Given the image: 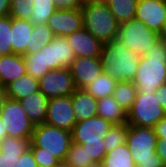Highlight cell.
Masks as SVG:
<instances>
[{
  "mask_svg": "<svg viewBox=\"0 0 166 167\" xmlns=\"http://www.w3.org/2000/svg\"><path fill=\"white\" fill-rule=\"evenodd\" d=\"M88 153V159H92L93 162H102L105 155L106 149L104 143L102 144H83L82 145Z\"/></svg>",
  "mask_w": 166,
  "mask_h": 167,
  "instance_id": "35",
  "label": "cell"
},
{
  "mask_svg": "<svg viewBox=\"0 0 166 167\" xmlns=\"http://www.w3.org/2000/svg\"><path fill=\"white\" fill-rule=\"evenodd\" d=\"M135 18L160 34L166 22V0H138Z\"/></svg>",
  "mask_w": 166,
  "mask_h": 167,
  "instance_id": "15",
  "label": "cell"
},
{
  "mask_svg": "<svg viewBox=\"0 0 166 167\" xmlns=\"http://www.w3.org/2000/svg\"><path fill=\"white\" fill-rule=\"evenodd\" d=\"M96 3H107L109 0H89Z\"/></svg>",
  "mask_w": 166,
  "mask_h": 167,
  "instance_id": "45",
  "label": "cell"
},
{
  "mask_svg": "<svg viewBox=\"0 0 166 167\" xmlns=\"http://www.w3.org/2000/svg\"><path fill=\"white\" fill-rule=\"evenodd\" d=\"M76 57H100L103 43L85 28L66 36Z\"/></svg>",
  "mask_w": 166,
  "mask_h": 167,
  "instance_id": "16",
  "label": "cell"
},
{
  "mask_svg": "<svg viewBox=\"0 0 166 167\" xmlns=\"http://www.w3.org/2000/svg\"><path fill=\"white\" fill-rule=\"evenodd\" d=\"M127 132L128 124H113L103 138L106 153L126 143Z\"/></svg>",
  "mask_w": 166,
  "mask_h": 167,
  "instance_id": "30",
  "label": "cell"
},
{
  "mask_svg": "<svg viewBox=\"0 0 166 167\" xmlns=\"http://www.w3.org/2000/svg\"><path fill=\"white\" fill-rule=\"evenodd\" d=\"M81 12L84 28L96 39L108 43L117 37L119 23L106 3L84 1Z\"/></svg>",
  "mask_w": 166,
  "mask_h": 167,
  "instance_id": "5",
  "label": "cell"
},
{
  "mask_svg": "<svg viewBox=\"0 0 166 167\" xmlns=\"http://www.w3.org/2000/svg\"><path fill=\"white\" fill-rule=\"evenodd\" d=\"M54 37L53 32L48 28L47 24L34 25L31 33L30 46L25 54L38 52L47 43L52 41Z\"/></svg>",
  "mask_w": 166,
  "mask_h": 167,
  "instance_id": "29",
  "label": "cell"
},
{
  "mask_svg": "<svg viewBox=\"0 0 166 167\" xmlns=\"http://www.w3.org/2000/svg\"><path fill=\"white\" fill-rule=\"evenodd\" d=\"M11 0H0V17L9 15Z\"/></svg>",
  "mask_w": 166,
  "mask_h": 167,
  "instance_id": "40",
  "label": "cell"
},
{
  "mask_svg": "<svg viewBox=\"0 0 166 167\" xmlns=\"http://www.w3.org/2000/svg\"><path fill=\"white\" fill-rule=\"evenodd\" d=\"M137 88L133 81L117 82L113 97L126 110L133 106L136 98Z\"/></svg>",
  "mask_w": 166,
  "mask_h": 167,
  "instance_id": "27",
  "label": "cell"
},
{
  "mask_svg": "<svg viewBox=\"0 0 166 167\" xmlns=\"http://www.w3.org/2000/svg\"><path fill=\"white\" fill-rule=\"evenodd\" d=\"M31 138L6 136L0 142V167H16L20 156L30 149Z\"/></svg>",
  "mask_w": 166,
  "mask_h": 167,
  "instance_id": "17",
  "label": "cell"
},
{
  "mask_svg": "<svg viewBox=\"0 0 166 167\" xmlns=\"http://www.w3.org/2000/svg\"><path fill=\"white\" fill-rule=\"evenodd\" d=\"M157 136L154 128L128 125L126 144L138 167H163L156 153Z\"/></svg>",
  "mask_w": 166,
  "mask_h": 167,
  "instance_id": "4",
  "label": "cell"
},
{
  "mask_svg": "<svg viewBox=\"0 0 166 167\" xmlns=\"http://www.w3.org/2000/svg\"><path fill=\"white\" fill-rule=\"evenodd\" d=\"M117 82L115 78L103 71L100 76L87 85L84 90L95 99L99 100L113 95Z\"/></svg>",
  "mask_w": 166,
  "mask_h": 167,
  "instance_id": "24",
  "label": "cell"
},
{
  "mask_svg": "<svg viewBox=\"0 0 166 167\" xmlns=\"http://www.w3.org/2000/svg\"><path fill=\"white\" fill-rule=\"evenodd\" d=\"M71 143L72 132L43 123L34 127L30 148H40V153L52 154L64 162Z\"/></svg>",
  "mask_w": 166,
  "mask_h": 167,
  "instance_id": "6",
  "label": "cell"
},
{
  "mask_svg": "<svg viewBox=\"0 0 166 167\" xmlns=\"http://www.w3.org/2000/svg\"><path fill=\"white\" fill-rule=\"evenodd\" d=\"M34 25L29 20L12 18L11 45L14 54L24 55L30 46Z\"/></svg>",
  "mask_w": 166,
  "mask_h": 167,
  "instance_id": "20",
  "label": "cell"
},
{
  "mask_svg": "<svg viewBox=\"0 0 166 167\" xmlns=\"http://www.w3.org/2000/svg\"><path fill=\"white\" fill-rule=\"evenodd\" d=\"M104 167H136L126 143L106 153Z\"/></svg>",
  "mask_w": 166,
  "mask_h": 167,
  "instance_id": "26",
  "label": "cell"
},
{
  "mask_svg": "<svg viewBox=\"0 0 166 167\" xmlns=\"http://www.w3.org/2000/svg\"><path fill=\"white\" fill-rule=\"evenodd\" d=\"M69 69L76 89H84L104 71L100 57H75Z\"/></svg>",
  "mask_w": 166,
  "mask_h": 167,
  "instance_id": "14",
  "label": "cell"
},
{
  "mask_svg": "<svg viewBox=\"0 0 166 167\" xmlns=\"http://www.w3.org/2000/svg\"><path fill=\"white\" fill-rule=\"evenodd\" d=\"M117 38L122 40L128 49L133 50L136 55L141 57L157 43L160 34L134 18L119 24Z\"/></svg>",
  "mask_w": 166,
  "mask_h": 167,
  "instance_id": "8",
  "label": "cell"
},
{
  "mask_svg": "<svg viewBox=\"0 0 166 167\" xmlns=\"http://www.w3.org/2000/svg\"><path fill=\"white\" fill-rule=\"evenodd\" d=\"M47 26L54 36L60 37H66L75 31H79L84 28L81 9H56L49 17Z\"/></svg>",
  "mask_w": 166,
  "mask_h": 167,
  "instance_id": "13",
  "label": "cell"
},
{
  "mask_svg": "<svg viewBox=\"0 0 166 167\" xmlns=\"http://www.w3.org/2000/svg\"><path fill=\"white\" fill-rule=\"evenodd\" d=\"M16 167H38L31 149L20 156Z\"/></svg>",
  "mask_w": 166,
  "mask_h": 167,
  "instance_id": "38",
  "label": "cell"
},
{
  "mask_svg": "<svg viewBox=\"0 0 166 167\" xmlns=\"http://www.w3.org/2000/svg\"><path fill=\"white\" fill-rule=\"evenodd\" d=\"M100 58L103 70L118 82L135 79L140 56L128 49L122 40L115 37L111 42L103 43Z\"/></svg>",
  "mask_w": 166,
  "mask_h": 167,
  "instance_id": "3",
  "label": "cell"
},
{
  "mask_svg": "<svg viewBox=\"0 0 166 167\" xmlns=\"http://www.w3.org/2000/svg\"><path fill=\"white\" fill-rule=\"evenodd\" d=\"M38 167H56L61 163L54 155L40 153V148H30Z\"/></svg>",
  "mask_w": 166,
  "mask_h": 167,
  "instance_id": "34",
  "label": "cell"
},
{
  "mask_svg": "<svg viewBox=\"0 0 166 167\" xmlns=\"http://www.w3.org/2000/svg\"><path fill=\"white\" fill-rule=\"evenodd\" d=\"M49 98L41 91L19 100L30 121L36 126L45 123Z\"/></svg>",
  "mask_w": 166,
  "mask_h": 167,
  "instance_id": "19",
  "label": "cell"
},
{
  "mask_svg": "<svg viewBox=\"0 0 166 167\" xmlns=\"http://www.w3.org/2000/svg\"><path fill=\"white\" fill-rule=\"evenodd\" d=\"M26 63L23 55L10 54L0 56V87L5 88L9 83L26 74Z\"/></svg>",
  "mask_w": 166,
  "mask_h": 167,
  "instance_id": "18",
  "label": "cell"
},
{
  "mask_svg": "<svg viewBox=\"0 0 166 167\" xmlns=\"http://www.w3.org/2000/svg\"><path fill=\"white\" fill-rule=\"evenodd\" d=\"M83 0H54L56 9H81L83 6Z\"/></svg>",
  "mask_w": 166,
  "mask_h": 167,
  "instance_id": "36",
  "label": "cell"
},
{
  "mask_svg": "<svg viewBox=\"0 0 166 167\" xmlns=\"http://www.w3.org/2000/svg\"><path fill=\"white\" fill-rule=\"evenodd\" d=\"M92 162V159H88V153L82 145L74 142L71 143L67 157L64 161L67 166L85 167Z\"/></svg>",
  "mask_w": 166,
  "mask_h": 167,
  "instance_id": "31",
  "label": "cell"
},
{
  "mask_svg": "<svg viewBox=\"0 0 166 167\" xmlns=\"http://www.w3.org/2000/svg\"><path fill=\"white\" fill-rule=\"evenodd\" d=\"M154 131L157 136V144L166 145V115L155 126Z\"/></svg>",
  "mask_w": 166,
  "mask_h": 167,
  "instance_id": "37",
  "label": "cell"
},
{
  "mask_svg": "<svg viewBox=\"0 0 166 167\" xmlns=\"http://www.w3.org/2000/svg\"><path fill=\"white\" fill-rule=\"evenodd\" d=\"M55 11L54 0H33V12L29 21L33 25H45Z\"/></svg>",
  "mask_w": 166,
  "mask_h": 167,
  "instance_id": "28",
  "label": "cell"
},
{
  "mask_svg": "<svg viewBox=\"0 0 166 167\" xmlns=\"http://www.w3.org/2000/svg\"><path fill=\"white\" fill-rule=\"evenodd\" d=\"M85 167H104L103 162H92Z\"/></svg>",
  "mask_w": 166,
  "mask_h": 167,
  "instance_id": "43",
  "label": "cell"
},
{
  "mask_svg": "<svg viewBox=\"0 0 166 167\" xmlns=\"http://www.w3.org/2000/svg\"><path fill=\"white\" fill-rule=\"evenodd\" d=\"M4 99H5L4 89L0 88V110H1V106H2Z\"/></svg>",
  "mask_w": 166,
  "mask_h": 167,
  "instance_id": "44",
  "label": "cell"
},
{
  "mask_svg": "<svg viewBox=\"0 0 166 167\" xmlns=\"http://www.w3.org/2000/svg\"><path fill=\"white\" fill-rule=\"evenodd\" d=\"M113 124L102 117L95 116L77 122L72 130V142L83 144H102L103 138Z\"/></svg>",
  "mask_w": 166,
  "mask_h": 167,
  "instance_id": "11",
  "label": "cell"
},
{
  "mask_svg": "<svg viewBox=\"0 0 166 167\" xmlns=\"http://www.w3.org/2000/svg\"><path fill=\"white\" fill-rule=\"evenodd\" d=\"M33 12V0H11L9 16L29 20Z\"/></svg>",
  "mask_w": 166,
  "mask_h": 167,
  "instance_id": "33",
  "label": "cell"
},
{
  "mask_svg": "<svg viewBox=\"0 0 166 167\" xmlns=\"http://www.w3.org/2000/svg\"><path fill=\"white\" fill-rule=\"evenodd\" d=\"M97 116L110 121L112 124H127V112L113 95L98 100Z\"/></svg>",
  "mask_w": 166,
  "mask_h": 167,
  "instance_id": "22",
  "label": "cell"
},
{
  "mask_svg": "<svg viewBox=\"0 0 166 167\" xmlns=\"http://www.w3.org/2000/svg\"><path fill=\"white\" fill-rule=\"evenodd\" d=\"M160 39L165 41L166 46V34H160Z\"/></svg>",
  "mask_w": 166,
  "mask_h": 167,
  "instance_id": "46",
  "label": "cell"
},
{
  "mask_svg": "<svg viewBox=\"0 0 166 167\" xmlns=\"http://www.w3.org/2000/svg\"><path fill=\"white\" fill-rule=\"evenodd\" d=\"M39 90L50 98L70 96L76 91L69 68L50 70L39 79Z\"/></svg>",
  "mask_w": 166,
  "mask_h": 167,
  "instance_id": "10",
  "label": "cell"
},
{
  "mask_svg": "<svg viewBox=\"0 0 166 167\" xmlns=\"http://www.w3.org/2000/svg\"><path fill=\"white\" fill-rule=\"evenodd\" d=\"M38 91L39 80L27 73L4 88L5 97L18 101Z\"/></svg>",
  "mask_w": 166,
  "mask_h": 167,
  "instance_id": "23",
  "label": "cell"
},
{
  "mask_svg": "<svg viewBox=\"0 0 166 167\" xmlns=\"http://www.w3.org/2000/svg\"><path fill=\"white\" fill-rule=\"evenodd\" d=\"M6 136H7V133H6V130H5L4 126H3V122H2L1 117H0V142Z\"/></svg>",
  "mask_w": 166,
  "mask_h": 167,
  "instance_id": "42",
  "label": "cell"
},
{
  "mask_svg": "<svg viewBox=\"0 0 166 167\" xmlns=\"http://www.w3.org/2000/svg\"><path fill=\"white\" fill-rule=\"evenodd\" d=\"M156 153L164 164L166 162V145L157 144Z\"/></svg>",
  "mask_w": 166,
  "mask_h": 167,
  "instance_id": "41",
  "label": "cell"
},
{
  "mask_svg": "<svg viewBox=\"0 0 166 167\" xmlns=\"http://www.w3.org/2000/svg\"><path fill=\"white\" fill-rule=\"evenodd\" d=\"M71 99L77 122L97 116L98 100L84 89H76Z\"/></svg>",
  "mask_w": 166,
  "mask_h": 167,
  "instance_id": "21",
  "label": "cell"
},
{
  "mask_svg": "<svg viewBox=\"0 0 166 167\" xmlns=\"http://www.w3.org/2000/svg\"><path fill=\"white\" fill-rule=\"evenodd\" d=\"M133 83L137 91L142 94L154 93L159 86L166 84V46L164 40L159 39L140 57Z\"/></svg>",
  "mask_w": 166,
  "mask_h": 167,
  "instance_id": "2",
  "label": "cell"
},
{
  "mask_svg": "<svg viewBox=\"0 0 166 167\" xmlns=\"http://www.w3.org/2000/svg\"><path fill=\"white\" fill-rule=\"evenodd\" d=\"M23 57L27 74L39 80L50 70L69 68L76 56L66 37L55 36L38 52Z\"/></svg>",
  "mask_w": 166,
  "mask_h": 167,
  "instance_id": "1",
  "label": "cell"
},
{
  "mask_svg": "<svg viewBox=\"0 0 166 167\" xmlns=\"http://www.w3.org/2000/svg\"><path fill=\"white\" fill-rule=\"evenodd\" d=\"M154 93L160 101L161 107L166 113V84L159 86Z\"/></svg>",
  "mask_w": 166,
  "mask_h": 167,
  "instance_id": "39",
  "label": "cell"
},
{
  "mask_svg": "<svg viewBox=\"0 0 166 167\" xmlns=\"http://www.w3.org/2000/svg\"><path fill=\"white\" fill-rule=\"evenodd\" d=\"M138 0H109L106 4L119 24L136 16Z\"/></svg>",
  "mask_w": 166,
  "mask_h": 167,
  "instance_id": "25",
  "label": "cell"
},
{
  "mask_svg": "<svg viewBox=\"0 0 166 167\" xmlns=\"http://www.w3.org/2000/svg\"><path fill=\"white\" fill-rule=\"evenodd\" d=\"M165 115L155 93L142 94L137 91L133 106L127 111V124L154 128Z\"/></svg>",
  "mask_w": 166,
  "mask_h": 167,
  "instance_id": "7",
  "label": "cell"
},
{
  "mask_svg": "<svg viewBox=\"0 0 166 167\" xmlns=\"http://www.w3.org/2000/svg\"><path fill=\"white\" fill-rule=\"evenodd\" d=\"M45 123L72 132L77 121L71 95L48 100Z\"/></svg>",
  "mask_w": 166,
  "mask_h": 167,
  "instance_id": "12",
  "label": "cell"
},
{
  "mask_svg": "<svg viewBox=\"0 0 166 167\" xmlns=\"http://www.w3.org/2000/svg\"><path fill=\"white\" fill-rule=\"evenodd\" d=\"M56 167H69L67 166L64 162H61L59 165H57Z\"/></svg>",
  "mask_w": 166,
  "mask_h": 167,
  "instance_id": "47",
  "label": "cell"
},
{
  "mask_svg": "<svg viewBox=\"0 0 166 167\" xmlns=\"http://www.w3.org/2000/svg\"><path fill=\"white\" fill-rule=\"evenodd\" d=\"M160 34H166V22H165L163 30H162V32Z\"/></svg>",
  "mask_w": 166,
  "mask_h": 167,
  "instance_id": "48",
  "label": "cell"
},
{
  "mask_svg": "<svg viewBox=\"0 0 166 167\" xmlns=\"http://www.w3.org/2000/svg\"><path fill=\"white\" fill-rule=\"evenodd\" d=\"M0 117L7 136L16 138H31L35 125L30 121L18 100L5 97Z\"/></svg>",
  "mask_w": 166,
  "mask_h": 167,
  "instance_id": "9",
  "label": "cell"
},
{
  "mask_svg": "<svg viewBox=\"0 0 166 167\" xmlns=\"http://www.w3.org/2000/svg\"><path fill=\"white\" fill-rule=\"evenodd\" d=\"M12 17H0V56L13 54L11 45Z\"/></svg>",
  "mask_w": 166,
  "mask_h": 167,
  "instance_id": "32",
  "label": "cell"
}]
</instances>
